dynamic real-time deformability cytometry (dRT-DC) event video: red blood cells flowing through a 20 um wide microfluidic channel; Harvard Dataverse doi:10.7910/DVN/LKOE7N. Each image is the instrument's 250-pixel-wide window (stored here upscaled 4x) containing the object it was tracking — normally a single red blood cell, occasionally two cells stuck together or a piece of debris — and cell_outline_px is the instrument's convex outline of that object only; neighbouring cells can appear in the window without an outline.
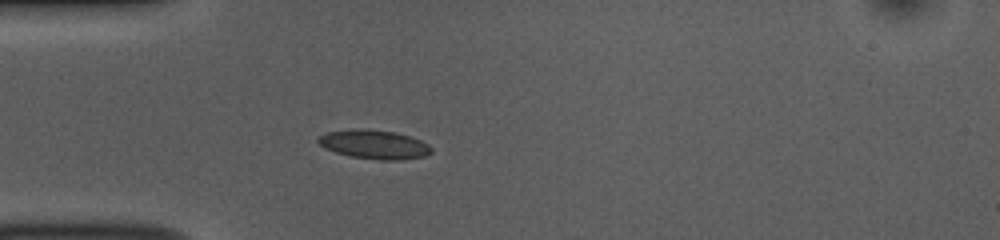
{"species": "common noctule bat (a hibernating species)", "species_latin": "Nyctalus noctula", "temperature_condition": "room temperature", "stored_images_in_passage": 39, "camera_frame_rate_fps": 3000, "um_per_image_px": 0.085, "animal": {"sex": "female", "body_mass_g": 10.0, "forearm_length_mm": 53.1}, "frame": {"image": 1, "passage_image": 1, "time_ms": 0.0, "image_size_px": [1000, 240], "cell_outline_px": [[432, 152], [424, 156], [400, 160], [380, 160], [352, 156], [336, 152], [324, 148], [316, 140], [324, 132], [352, 128], [364, 128], [396, 132], [420, 140], [428, 144], [432, 148]], "centroid_in_image_um": [31.78, 12.26], "position_along_channel_um": 53.2, "area_um2": 19.19}}
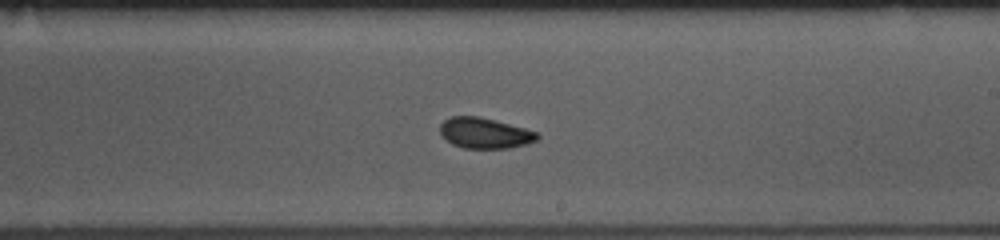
{"frame": {"image": 2, "passage_image": 17, "time_ms": 5.333, "image_size_px": [1000, 240], "cell_outline_px": [[540, 136], [536, 140], [528, 144], [508, 148], [464, 148], [452, 144], [440, 132], [440, 124], [444, 120], [452, 116], [480, 116], [496, 120], [524, 128], [536, 132]], "centroid_in_image_um": [41.21, 11.3], "position_along_channel_um": 247.8, "area_um2": 17.28}}
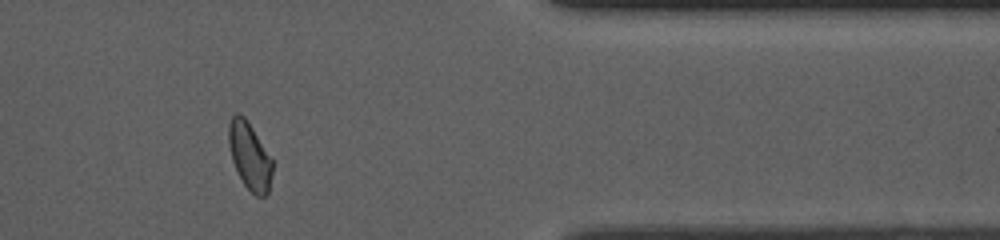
{"frame": {"image": 3, "passage_image": 30, "time_ms": 9.667, "image_size_px": [1000, 240], "cell_outline_px": [[272, 172], [268, 192], [264, 196], [256, 196], [244, 184], [232, 160], [228, 144], [228, 124], [232, 116], [236, 112], [240, 112], [248, 120], [272, 160]], "centroid_in_image_um": [21.19, 13.21], "position_along_channel_um": 390.2, "area_um2": 16.99}, "authors_computed_cell_mechanics": {"area_um2": 17.918, "velocity_mm_per_s": 3.7769, "shape_relaxation_time_tau1_ms": 2.605, "shape_relaxation_time_tau2_ms": 2.144, "deformation_change_tau1": 0.0725, "deformation_change_tau2": 0.0558}}